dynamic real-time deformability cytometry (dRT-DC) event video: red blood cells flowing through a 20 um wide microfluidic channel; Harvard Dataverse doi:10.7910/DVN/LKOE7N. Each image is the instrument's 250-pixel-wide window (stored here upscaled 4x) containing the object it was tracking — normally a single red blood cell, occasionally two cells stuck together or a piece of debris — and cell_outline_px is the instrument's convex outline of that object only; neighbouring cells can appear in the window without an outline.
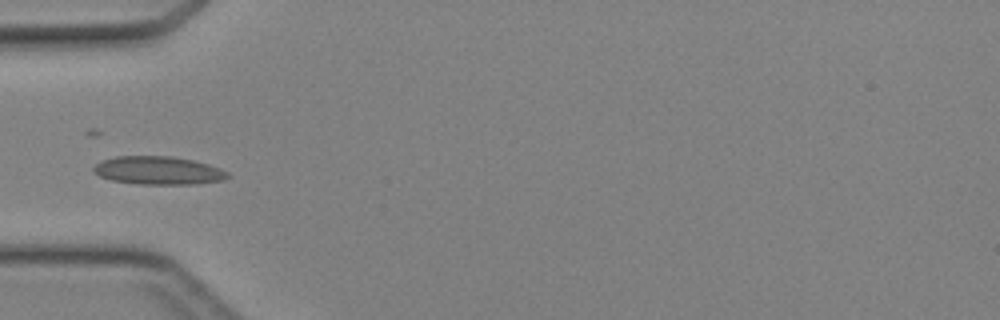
{"species": "Egyptian fruit bat (a non-hibernating species)", "species_latin": "Rousettus aegyptiacus", "temperature_condition": "cold", "stored_images_in_passage": 26, "camera_frame_rate_fps": 3000, "um_per_image_px": 0.085, "animal": {"sex": "female"}, "frame": {"image": 1, "passage_image": 1, "time_ms": 0.0, "image_size_px": [1000, 320], "cell_outline_px": [[232, 176], [224, 180], [196, 184], [140, 184], [112, 180], [100, 176], [92, 172], [92, 168], [100, 160], [116, 156], [172, 156], [192, 160], [208, 164], [220, 168], [228, 172]], "centroid_in_image_um": [13.46, 14.49], "position_along_channel_um": 71.5, "area_um2": 22.2}}
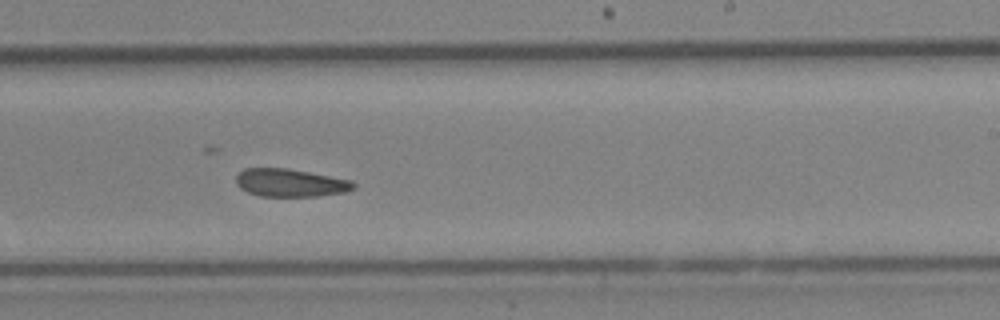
{"frame": {"image": 2, "passage_image": 14, "time_ms": 4.333, "image_size_px": [1000, 320], "cell_outline_px": [[356, 188], [344, 192], [320, 196], [260, 196], [248, 192], [240, 188], [236, 184], [236, 176], [244, 168], [288, 168], [352, 180], [356, 184]], "centroid_in_image_um": [24.69, 15.53], "position_along_channel_um": 264.3, "area_um2": 19.19}}
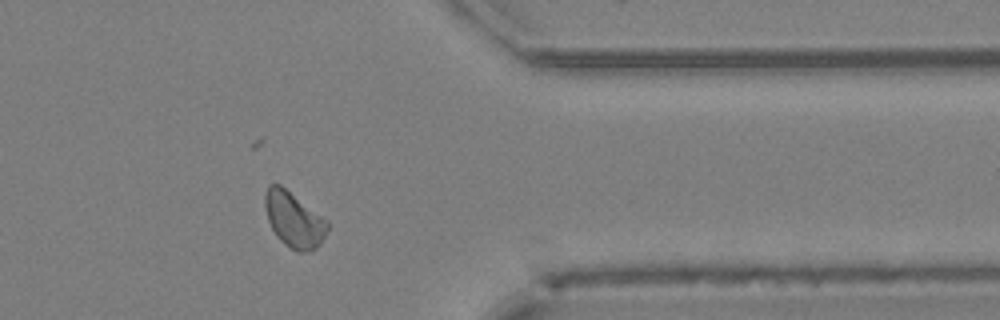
{"frame": {"image": 3, "passage_image": 23, "time_ms": 7.333, "image_size_px": [1000, 320], "cell_outline_px": [[328, 228], [320, 244], [316, 248], [308, 252], [296, 252], [280, 240], [276, 236], [268, 220], [264, 204], [264, 196], [268, 184], [280, 184], [328, 220]], "centroid_in_image_um": [24.98, 18.67], "position_along_channel_um": 386.4, "area_um2": 20.17}}